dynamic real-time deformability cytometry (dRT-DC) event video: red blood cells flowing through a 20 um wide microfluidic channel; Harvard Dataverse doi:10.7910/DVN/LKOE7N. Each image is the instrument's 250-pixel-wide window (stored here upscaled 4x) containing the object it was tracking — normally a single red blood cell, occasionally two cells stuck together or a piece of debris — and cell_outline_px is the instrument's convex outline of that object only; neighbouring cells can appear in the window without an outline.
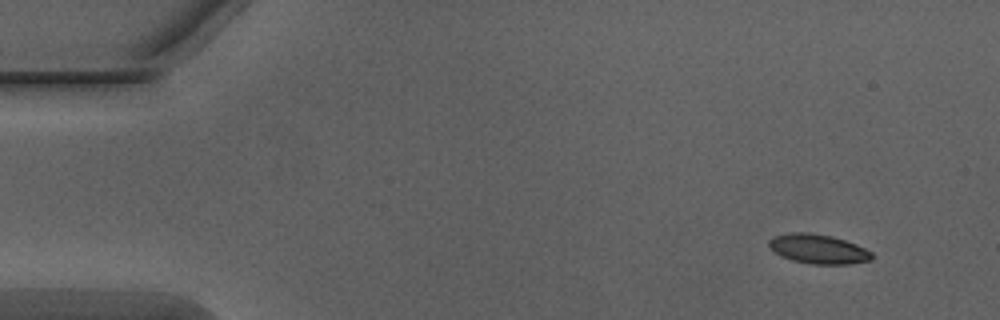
{"species": "Egyptian fruit bat (a non-hibernating species)", "species_latin": "Rousettus aegyptiacus", "temperature_condition": "warm", "stored_images_in_passage": 13, "camera_frame_rate_fps": 3000, "um_per_image_px": 0.085, "animal": {"sex": "male"}, "frame": {"image": 1, "passage_image": 1, "time_ms": 0.0, "image_size_px": [1000, 320], "cell_outline_px": [[872, 260], [848, 264], [812, 264], [792, 260], [780, 256], [768, 244], [768, 240], [772, 236], [788, 232], [808, 232], [832, 236], [856, 244], [872, 252]], "centroid_in_image_um": [69.53, 21.15], "position_along_channel_um": 15.5, "area_um2": 17.69}}
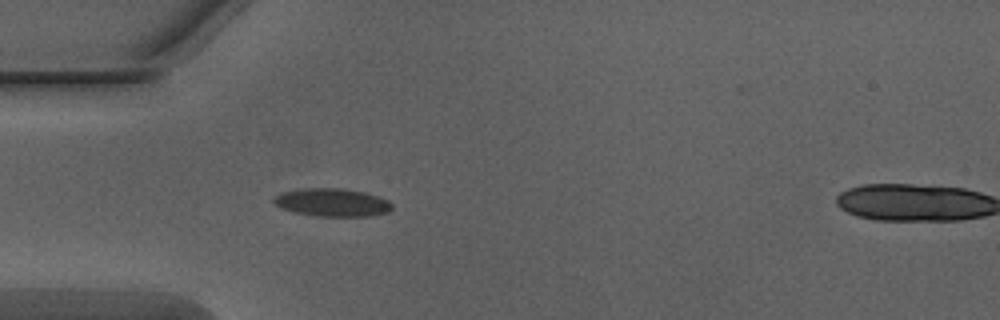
{"frame": {"image": 2, "passage_image": 12, "time_ms": 3.667, "image_size_px": [1000, 320], "cell_outline_px": [[392, 208], [388, 212], [368, 216], [316, 216], [296, 212], [280, 208], [272, 200], [272, 196], [280, 192], [300, 188], [344, 188], [364, 192], [380, 196], [388, 200], [392, 204]], "centroid_in_image_um": [28.21, 17.19], "position_along_channel_um": 56.8, "area_um2": 19.54}}